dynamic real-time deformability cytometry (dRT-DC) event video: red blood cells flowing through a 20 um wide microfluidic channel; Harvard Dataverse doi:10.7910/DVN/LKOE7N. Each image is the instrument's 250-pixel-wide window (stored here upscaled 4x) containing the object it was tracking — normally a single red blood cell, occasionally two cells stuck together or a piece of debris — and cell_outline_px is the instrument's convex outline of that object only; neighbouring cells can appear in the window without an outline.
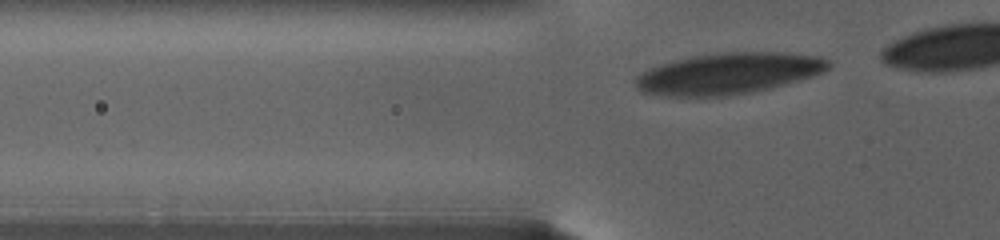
{"species": "human", "species_latin": "Homo sapiens", "temperature_condition": "warm", "stored_images_in_passage": 42, "camera_frame_rate_fps": 3000, "um_per_image_px": 0.085, "donor": {"sex": "female"}, "frame": {"image": 1, "passage_image": 3, "time_ms": 0.667, "image_size_px": [1000, 240], "cell_outline_px": [[832, 64], [824, 72], [812, 76], [768, 88], [748, 92], [720, 96], [668, 96], [640, 92], [636, 88], [636, 76], [660, 64], [672, 60], [692, 56], [716, 52], [784, 52], [820, 56], [828, 60]], "centroid_in_image_um": [61.92, 6.23], "position_along_channel_um": 63.9, "area_um2": 46.12}}
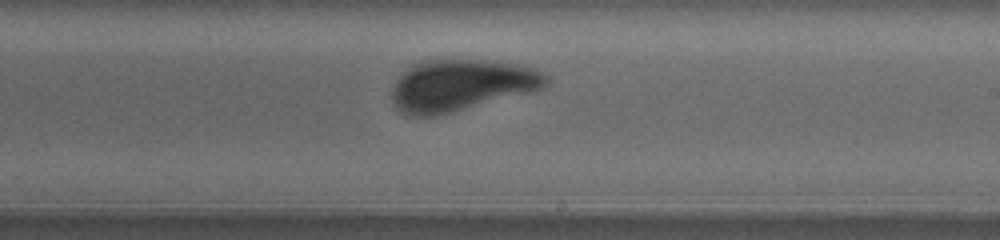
{"frame": {"image": 2, "passage_image": 24, "time_ms": 8.333, "image_size_px": [1000, 240], "cell_outline_px": [[548, 84], [532, 92], [436, 116], [408, 116], [400, 112], [396, 108], [392, 100], [392, 88], [396, 80], [412, 64], [428, 60], [488, 60], [520, 64], [536, 68], [544, 72], [548, 76]], "centroid_in_image_um": [39.21, 7.24], "position_along_channel_um": 249.8, "area_um2": 46.47}}
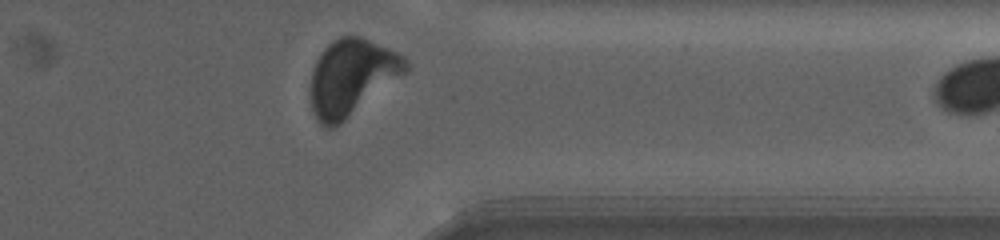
{"frame": {"image": 3, "passage_image": 41, "time_ms": 13.667, "image_size_px": [1000, 240], "cell_outline_px": [[408, 68], [404, 72], [340, 124], [332, 128], [324, 128], [316, 120], [312, 112], [312, 68], [316, 60], [324, 48], [332, 40], [340, 36], [360, 36], [388, 48], [404, 56], [408, 60]], "centroid_in_image_um": [29.85, 6.55], "position_along_channel_um": 381.6, "area_um2": 41.44}}